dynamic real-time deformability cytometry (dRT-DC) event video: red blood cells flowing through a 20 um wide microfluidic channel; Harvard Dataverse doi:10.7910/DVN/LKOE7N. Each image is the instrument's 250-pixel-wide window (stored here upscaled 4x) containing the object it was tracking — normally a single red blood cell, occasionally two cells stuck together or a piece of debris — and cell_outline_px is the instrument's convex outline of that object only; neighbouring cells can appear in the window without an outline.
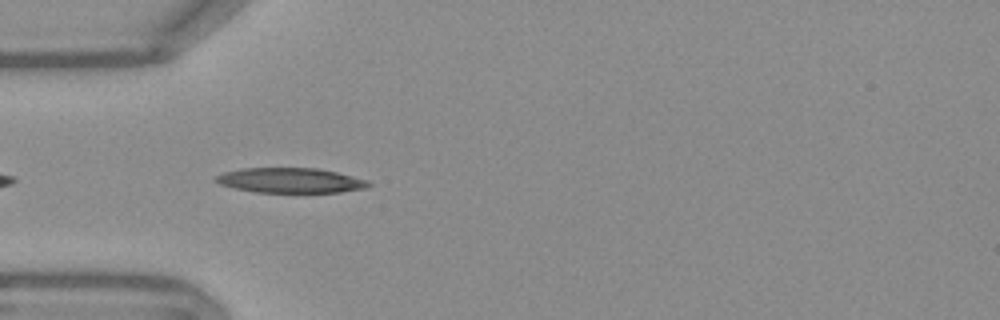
{"species": "Egyptian fruit bat (a non-hibernating species)", "species_latin": "Rousettus aegyptiacus", "temperature_condition": "warm", "stored_images_in_passage": 6, "camera_frame_rate_fps": 3000, "um_per_image_px": 0.085, "frame": {"image": 1, "passage_image": 3, "time_ms": 0.667, "image_size_px": [1000, 320], "cell_outline_px": [[372, 184], [364, 188], [340, 192], [256, 192], [232, 188], [220, 184], [212, 180], [216, 176], [224, 172], [244, 168], [316, 168], [336, 172], [368, 180]], "centroid_in_image_um": [24.65, 15.33], "position_along_channel_um": 60.4, "area_um2": 22.14}}
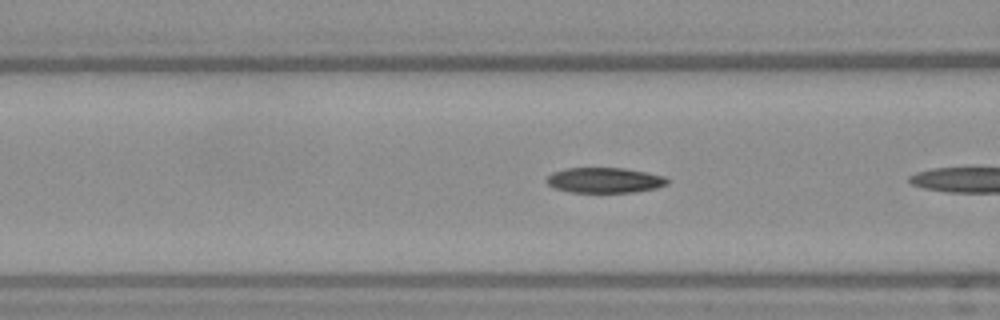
{"frame": {"image": 2, "passage_image": 5, "time_ms": 1.333, "image_size_px": [1000, 320], "cell_outline_px": [[668, 184], [656, 188], [632, 192], [568, 192], [556, 188], [548, 184], [544, 180], [552, 172], [568, 168], [624, 168], [664, 176], [668, 180]], "centroid_in_image_um": [51.36, 15.32], "position_along_channel_um": 115.2, "area_um2": 17.69}}